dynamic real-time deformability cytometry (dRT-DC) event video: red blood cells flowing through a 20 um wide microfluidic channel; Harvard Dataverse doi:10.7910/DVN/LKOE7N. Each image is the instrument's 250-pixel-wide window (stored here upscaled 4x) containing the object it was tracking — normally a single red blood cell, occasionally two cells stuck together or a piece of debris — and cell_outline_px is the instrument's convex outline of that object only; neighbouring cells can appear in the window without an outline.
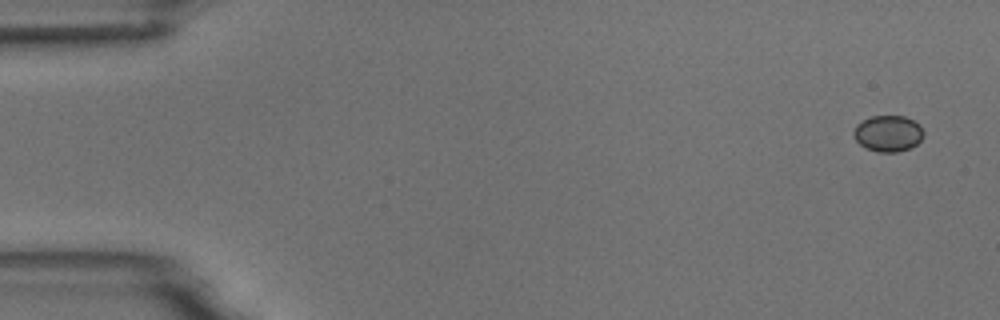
{"species": "common noctule bat (a hibernating species)", "species_latin": "Nyctalus noctula", "temperature_condition": "room temperature", "stored_images_in_passage": 5, "camera_frame_rate_fps": 3000, "um_per_image_px": 0.085, "animal": {"sex": "male", "body_mass_g": 18.8}, "frame": {"image": 1, "passage_image": 1, "time_ms": 0.0, "image_size_px": [1000, 320], "cell_outline_px": [[924, 136], [912, 148], [896, 152], [876, 152], [860, 144], [852, 136], [852, 132], [856, 124], [872, 116], [904, 116], [920, 124], [924, 132]], "centroid_in_image_um": [75.49, 11.35], "position_along_channel_um": 9.5, "area_um2": 14.85}}
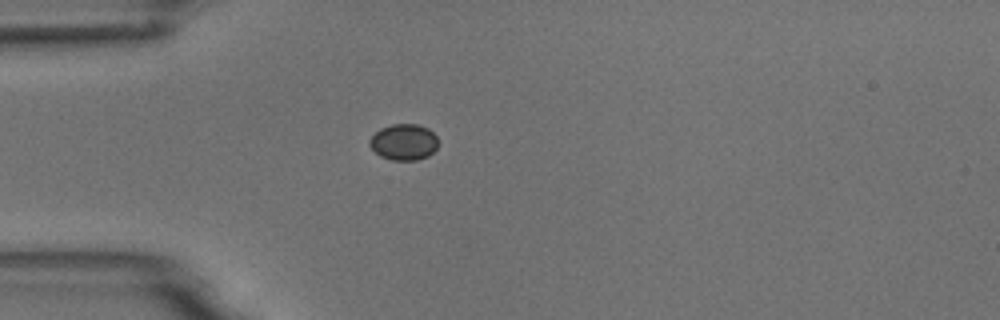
{"frame": {"image": 2, "passage_image": 4, "time_ms": 4.333, "image_size_px": [1000, 320], "cell_outline_px": [[436, 148], [428, 156], [416, 160], [392, 160], [380, 156], [368, 144], [368, 140], [380, 128], [392, 124], [416, 124], [428, 128], [436, 136]], "centroid_in_image_um": [34.29, 12.07], "position_along_channel_um": 50.7, "area_um2": 14.33}}